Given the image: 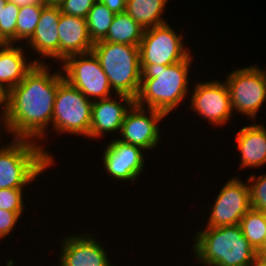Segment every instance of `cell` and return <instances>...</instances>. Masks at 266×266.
<instances>
[{
	"instance_id": "obj_21",
	"label": "cell",
	"mask_w": 266,
	"mask_h": 266,
	"mask_svg": "<svg viewBox=\"0 0 266 266\" xmlns=\"http://www.w3.org/2000/svg\"><path fill=\"white\" fill-rule=\"evenodd\" d=\"M144 28L126 12L115 14L107 35L100 41L139 46Z\"/></svg>"
},
{
	"instance_id": "obj_4",
	"label": "cell",
	"mask_w": 266,
	"mask_h": 266,
	"mask_svg": "<svg viewBox=\"0 0 266 266\" xmlns=\"http://www.w3.org/2000/svg\"><path fill=\"white\" fill-rule=\"evenodd\" d=\"M5 144L0 145V189L31 186L54 164L34 140L13 138Z\"/></svg>"
},
{
	"instance_id": "obj_10",
	"label": "cell",
	"mask_w": 266,
	"mask_h": 266,
	"mask_svg": "<svg viewBox=\"0 0 266 266\" xmlns=\"http://www.w3.org/2000/svg\"><path fill=\"white\" fill-rule=\"evenodd\" d=\"M192 85L193 90L190 99V110L201 119L208 121L213 127L227 125L233 117L230 92L225 81H197Z\"/></svg>"
},
{
	"instance_id": "obj_16",
	"label": "cell",
	"mask_w": 266,
	"mask_h": 266,
	"mask_svg": "<svg viewBox=\"0 0 266 266\" xmlns=\"http://www.w3.org/2000/svg\"><path fill=\"white\" fill-rule=\"evenodd\" d=\"M61 17L59 6H45L40 14L39 22L32 37L26 42L27 49L39 59H33L36 63H46L44 60L53 59L59 62V33L58 22ZM44 59V60H43Z\"/></svg>"
},
{
	"instance_id": "obj_25",
	"label": "cell",
	"mask_w": 266,
	"mask_h": 266,
	"mask_svg": "<svg viewBox=\"0 0 266 266\" xmlns=\"http://www.w3.org/2000/svg\"><path fill=\"white\" fill-rule=\"evenodd\" d=\"M20 7L6 1L0 21V43L16 44V25Z\"/></svg>"
},
{
	"instance_id": "obj_2",
	"label": "cell",
	"mask_w": 266,
	"mask_h": 266,
	"mask_svg": "<svg viewBox=\"0 0 266 266\" xmlns=\"http://www.w3.org/2000/svg\"><path fill=\"white\" fill-rule=\"evenodd\" d=\"M194 56L172 65L140 64L141 86L135 103L164 112L167 116L189 96L190 76ZM190 70V72H189Z\"/></svg>"
},
{
	"instance_id": "obj_34",
	"label": "cell",
	"mask_w": 266,
	"mask_h": 266,
	"mask_svg": "<svg viewBox=\"0 0 266 266\" xmlns=\"http://www.w3.org/2000/svg\"><path fill=\"white\" fill-rule=\"evenodd\" d=\"M47 6H60L64 0H42Z\"/></svg>"
},
{
	"instance_id": "obj_24",
	"label": "cell",
	"mask_w": 266,
	"mask_h": 266,
	"mask_svg": "<svg viewBox=\"0 0 266 266\" xmlns=\"http://www.w3.org/2000/svg\"><path fill=\"white\" fill-rule=\"evenodd\" d=\"M45 4H33L19 9L16 25V43L27 42L33 35Z\"/></svg>"
},
{
	"instance_id": "obj_11",
	"label": "cell",
	"mask_w": 266,
	"mask_h": 266,
	"mask_svg": "<svg viewBox=\"0 0 266 266\" xmlns=\"http://www.w3.org/2000/svg\"><path fill=\"white\" fill-rule=\"evenodd\" d=\"M165 118L167 115L164 112L134 103L125 115L120 134H118L120 136L116 138L121 142L151 152L161 144L163 131L159 124Z\"/></svg>"
},
{
	"instance_id": "obj_30",
	"label": "cell",
	"mask_w": 266,
	"mask_h": 266,
	"mask_svg": "<svg viewBox=\"0 0 266 266\" xmlns=\"http://www.w3.org/2000/svg\"><path fill=\"white\" fill-rule=\"evenodd\" d=\"M98 2L104 4L108 9H110L113 13H123L126 9V1L125 0H98Z\"/></svg>"
},
{
	"instance_id": "obj_15",
	"label": "cell",
	"mask_w": 266,
	"mask_h": 266,
	"mask_svg": "<svg viewBox=\"0 0 266 266\" xmlns=\"http://www.w3.org/2000/svg\"><path fill=\"white\" fill-rule=\"evenodd\" d=\"M134 103L135 99L125 94L93 101L89 139L99 140L113 132L120 134L125 115Z\"/></svg>"
},
{
	"instance_id": "obj_31",
	"label": "cell",
	"mask_w": 266,
	"mask_h": 266,
	"mask_svg": "<svg viewBox=\"0 0 266 266\" xmlns=\"http://www.w3.org/2000/svg\"><path fill=\"white\" fill-rule=\"evenodd\" d=\"M9 1L14 2L19 7L29 6L33 4H45L42 0H9Z\"/></svg>"
},
{
	"instance_id": "obj_28",
	"label": "cell",
	"mask_w": 266,
	"mask_h": 266,
	"mask_svg": "<svg viewBox=\"0 0 266 266\" xmlns=\"http://www.w3.org/2000/svg\"><path fill=\"white\" fill-rule=\"evenodd\" d=\"M98 0H64L59 8L62 14L86 18L89 10Z\"/></svg>"
},
{
	"instance_id": "obj_23",
	"label": "cell",
	"mask_w": 266,
	"mask_h": 266,
	"mask_svg": "<svg viewBox=\"0 0 266 266\" xmlns=\"http://www.w3.org/2000/svg\"><path fill=\"white\" fill-rule=\"evenodd\" d=\"M114 16L115 13L98 1L92 6L87 14L86 22L93 42L100 41L107 35Z\"/></svg>"
},
{
	"instance_id": "obj_38",
	"label": "cell",
	"mask_w": 266,
	"mask_h": 266,
	"mask_svg": "<svg viewBox=\"0 0 266 266\" xmlns=\"http://www.w3.org/2000/svg\"><path fill=\"white\" fill-rule=\"evenodd\" d=\"M261 69H263L262 72H263V75H264L265 80H266V71H265L266 69L265 70H264V68H261Z\"/></svg>"
},
{
	"instance_id": "obj_29",
	"label": "cell",
	"mask_w": 266,
	"mask_h": 266,
	"mask_svg": "<svg viewBox=\"0 0 266 266\" xmlns=\"http://www.w3.org/2000/svg\"><path fill=\"white\" fill-rule=\"evenodd\" d=\"M24 215L23 212H12L0 209V240L5 239L16 229L17 222L20 217Z\"/></svg>"
},
{
	"instance_id": "obj_22",
	"label": "cell",
	"mask_w": 266,
	"mask_h": 266,
	"mask_svg": "<svg viewBox=\"0 0 266 266\" xmlns=\"http://www.w3.org/2000/svg\"><path fill=\"white\" fill-rule=\"evenodd\" d=\"M239 225L250 245L258 251L265 241L266 213L250 208L241 218Z\"/></svg>"
},
{
	"instance_id": "obj_17",
	"label": "cell",
	"mask_w": 266,
	"mask_h": 266,
	"mask_svg": "<svg viewBox=\"0 0 266 266\" xmlns=\"http://www.w3.org/2000/svg\"><path fill=\"white\" fill-rule=\"evenodd\" d=\"M58 33L59 63L71 55L92 51L94 42L88 32L86 18L61 13Z\"/></svg>"
},
{
	"instance_id": "obj_36",
	"label": "cell",
	"mask_w": 266,
	"mask_h": 266,
	"mask_svg": "<svg viewBox=\"0 0 266 266\" xmlns=\"http://www.w3.org/2000/svg\"><path fill=\"white\" fill-rule=\"evenodd\" d=\"M257 252L259 255L266 256V236L263 246Z\"/></svg>"
},
{
	"instance_id": "obj_5",
	"label": "cell",
	"mask_w": 266,
	"mask_h": 266,
	"mask_svg": "<svg viewBox=\"0 0 266 266\" xmlns=\"http://www.w3.org/2000/svg\"><path fill=\"white\" fill-rule=\"evenodd\" d=\"M92 51L98 57L112 90L135 99L141 86L139 46L97 41Z\"/></svg>"
},
{
	"instance_id": "obj_1",
	"label": "cell",
	"mask_w": 266,
	"mask_h": 266,
	"mask_svg": "<svg viewBox=\"0 0 266 266\" xmlns=\"http://www.w3.org/2000/svg\"><path fill=\"white\" fill-rule=\"evenodd\" d=\"M48 63H36L21 83L6 94L3 113L5 132L13 138L31 139L40 144L44 152L55 162V157L40 143L48 135L52 124L55 97L58 86L65 80L62 70L51 72ZM50 65V66H49ZM40 140V141H39ZM47 149V150H46Z\"/></svg>"
},
{
	"instance_id": "obj_33",
	"label": "cell",
	"mask_w": 266,
	"mask_h": 266,
	"mask_svg": "<svg viewBox=\"0 0 266 266\" xmlns=\"http://www.w3.org/2000/svg\"><path fill=\"white\" fill-rule=\"evenodd\" d=\"M5 108H6V93L0 88V113L3 114Z\"/></svg>"
},
{
	"instance_id": "obj_7",
	"label": "cell",
	"mask_w": 266,
	"mask_h": 266,
	"mask_svg": "<svg viewBox=\"0 0 266 266\" xmlns=\"http://www.w3.org/2000/svg\"><path fill=\"white\" fill-rule=\"evenodd\" d=\"M233 68L224 79L230 92L233 113L254 121L266 103V80L262 69L258 64Z\"/></svg>"
},
{
	"instance_id": "obj_32",
	"label": "cell",
	"mask_w": 266,
	"mask_h": 266,
	"mask_svg": "<svg viewBox=\"0 0 266 266\" xmlns=\"http://www.w3.org/2000/svg\"><path fill=\"white\" fill-rule=\"evenodd\" d=\"M249 266H266V256L258 254Z\"/></svg>"
},
{
	"instance_id": "obj_35",
	"label": "cell",
	"mask_w": 266,
	"mask_h": 266,
	"mask_svg": "<svg viewBox=\"0 0 266 266\" xmlns=\"http://www.w3.org/2000/svg\"><path fill=\"white\" fill-rule=\"evenodd\" d=\"M1 127H2V128H1ZM1 129H4V131L1 130ZM2 131L4 132V134H6V133H5L4 115H3L2 113H0V133H2ZM2 136H3V134H2V135L0 134V143L2 142V141H1Z\"/></svg>"
},
{
	"instance_id": "obj_9",
	"label": "cell",
	"mask_w": 266,
	"mask_h": 266,
	"mask_svg": "<svg viewBox=\"0 0 266 266\" xmlns=\"http://www.w3.org/2000/svg\"><path fill=\"white\" fill-rule=\"evenodd\" d=\"M170 24L165 23L144 30L139 45L140 64L172 65L183 61L190 53L184 34H178ZM187 47H186V46Z\"/></svg>"
},
{
	"instance_id": "obj_12",
	"label": "cell",
	"mask_w": 266,
	"mask_h": 266,
	"mask_svg": "<svg viewBox=\"0 0 266 266\" xmlns=\"http://www.w3.org/2000/svg\"><path fill=\"white\" fill-rule=\"evenodd\" d=\"M208 222L205 227H221L239 224L241 218L251 208L248 181L243 182L238 176L231 177L218 192Z\"/></svg>"
},
{
	"instance_id": "obj_37",
	"label": "cell",
	"mask_w": 266,
	"mask_h": 266,
	"mask_svg": "<svg viewBox=\"0 0 266 266\" xmlns=\"http://www.w3.org/2000/svg\"><path fill=\"white\" fill-rule=\"evenodd\" d=\"M6 1L7 0H0V21H1L2 9H4Z\"/></svg>"
},
{
	"instance_id": "obj_26",
	"label": "cell",
	"mask_w": 266,
	"mask_h": 266,
	"mask_svg": "<svg viewBox=\"0 0 266 266\" xmlns=\"http://www.w3.org/2000/svg\"><path fill=\"white\" fill-rule=\"evenodd\" d=\"M250 205L252 209L266 213V173L263 175H249Z\"/></svg>"
},
{
	"instance_id": "obj_14",
	"label": "cell",
	"mask_w": 266,
	"mask_h": 266,
	"mask_svg": "<svg viewBox=\"0 0 266 266\" xmlns=\"http://www.w3.org/2000/svg\"><path fill=\"white\" fill-rule=\"evenodd\" d=\"M60 244L58 266H115L93 233L67 234Z\"/></svg>"
},
{
	"instance_id": "obj_13",
	"label": "cell",
	"mask_w": 266,
	"mask_h": 266,
	"mask_svg": "<svg viewBox=\"0 0 266 266\" xmlns=\"http://www.w3.org/2000/svg\"><path fill=\"white\" fill-rule=\"evenodd\" d=\"M103 150L102 162L106 174L120 181L133 183L145 170V150L138 146L121 142L117 138L110 141Z\"/></svg>"
},
{
	"instance_id": "obj_8",
	"label": "cell",
	"mask_w": 266,
	"mask_h": 266,
	"mask_svg": "<svg viewBox=\"0 0 266 266\" xmlns=\"http://www.w3.org/2000/svg\"><path fill=\"white\" fill-rule=\"evenodd\" d=\"M61 64L64 79L89 100L105 99L116 94L93 51L71 55Z\"/></svg>"
},
{
	"instance_id": "obj_3",
	"label": "cell",
	"mask_w": 266,
	"mask_h": 266,
	"mask_svg": "<svg viewBox=\"0 0 266 266\" xmlns=\"http://www.w3.org/2000/svg\"><path fill=\"white\" fill-rule=\"evenodd\" d=\"M192 244V257L202 266H249L258 255L239 224L204 227L194 233Z\"/></svg>"
},
{
	"instance_id": "obj_27",
	"label": "cell",
	"mask_w": 266,
	"mask_h": 266,
	"mask_svg": "<svg viewBox=\"0 0 266 266\" xmlns=\"http://www.w3.org/2000/svg\"><path fill=\"white\" fill-rule=\"evenodd\" d=\"M25 189H0V209L12 212H24L27 204L24 203Z\"/></svg>"
},
{
	"instance_id": "obj_19",
	"label": "cell",
	"mask_w": 266,
	"mask_h": 266,
	"mask_svg": "<svg viewBox=\"0 0 266 266\" xmlns=\"http://www.w3.org/2000/svg\"><path fill=\"white\" fill-rule=\"evenodd\" d=\"M0 43V88L7 94L23 81L25 75L36 65L32 58H26L23 46ZM31 59V60H30Z\"/></svg>"
},
{
	"instance_id": "obj_6",
	"label": "cell",
	"mask_w": 266,
	"mask_h": 266,
	"mask_svg": "<svg viewBox=\"0 0 266 266\" xmlns=\"http://www.w3.org/2000/svg\"><path fill=\"white\" fill-rule=\"evenodd\" d=\"M92 100L64 80L57 89L52 130L58 134L83 136L89 139Z\"/></svg>"
},
{
	"instance_id": "obj_20",
	"label": "cell",
	"mask_w": 266,
	"mask_h": 266,
	"mask_svg": "<svg viewBox=\"0 0 266 266\" xmlns=\"http://www.w3.org/2000/svg\"><path fill=\"white\" fill-rule=\"evenodd\" d=\"M169 0H130L126 2L125 12L145 30L167 23L162 15Z\"/></svg>"
},
{
	"instance_id": "obj_18",
	"label": "cell",
	"mask_w": 266,
	"mask_h": 266,
	"mask_svg": "<svg viewBox=\"0 0 266 266\" xmlns=\"http://www.w3.org/2000/svg\"><path fill=\"white\" fill-rule=\"evenodd\" d=\"M240 128L235 132L236 150L241 158L239 168H260L266 164V127L262 122Z\"/></svg>"
}]
</instances>
